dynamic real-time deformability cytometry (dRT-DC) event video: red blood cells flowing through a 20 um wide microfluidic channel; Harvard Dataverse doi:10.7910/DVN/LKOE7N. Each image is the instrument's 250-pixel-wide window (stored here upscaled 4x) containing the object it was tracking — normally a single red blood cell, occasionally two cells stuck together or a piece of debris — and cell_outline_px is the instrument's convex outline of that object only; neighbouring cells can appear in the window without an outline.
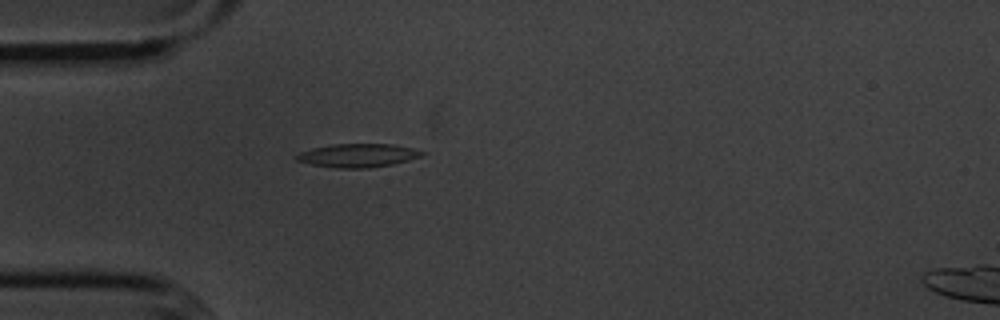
{"species": "common noctule bat (a hibernating species)", "species_latin": "Nyctalus noctula", "temperature_condition": "cold", "stored_images_in_passage": 2, "camera_frame_rate_fps": 3000, "um_per_image_px": 0.085, "animal": {"sex": "male", "body_mass_g": 20.1, "forearm_length_mm": 53.5}, "frame": {"image": 1, "passage_image": 2, "time_ms": 1.333, "image_size_px": [1000, 320], "cell_outline_px": [[424, 152], [420, 156], [408, 160], [392, 164], [368, 168], [336, 168], [312, 164], [296, 160], [296, 156], [300, 152], [312, 148], [332, 144], [392, 144], [412, 148]], "centroid_in_image_um": [30.39, 13.21], "position_along_channel_um": 54.6, "area_um2": 16.94}}